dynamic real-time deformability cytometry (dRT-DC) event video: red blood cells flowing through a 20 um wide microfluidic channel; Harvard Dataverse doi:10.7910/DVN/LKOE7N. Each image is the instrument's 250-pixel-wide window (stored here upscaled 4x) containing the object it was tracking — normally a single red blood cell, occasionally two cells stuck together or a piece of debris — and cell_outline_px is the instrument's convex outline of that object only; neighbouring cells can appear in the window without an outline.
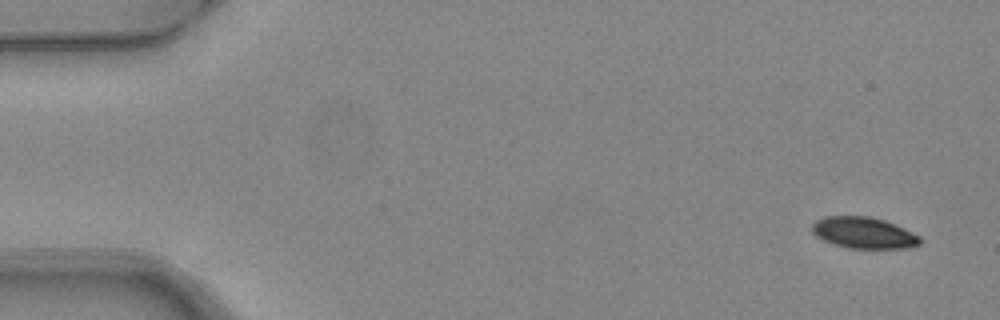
{"species": "common noctule bat (a hibernating species)", "species_latin": "Nyctalus noctula", "temperature_condition": "warm", "stored_images_in_passage": 5, "camera_frame_rate_fps": 3000, "um_per_image_px": 0.085, "animal": {"sex": "female", "body_mass_g": 24.6, "forearm_length_mm": 56.2}, "frame": {"image": 1, "passage_image": 1, "time_ms": 0.0, "image_size_px": [1000, 320], "cell_outline_px": [[920, 244], [908, 248], [848, 248], [824, 240], [816, 236], [812, 232], [812, 224], [816, 220], [824, 216], [872, 216], [884, 220], [904, 228], [920, 236]], "centroid_in_image_um": [73.41, 19.77], "position_along_channel_um": 11.6, "area_um2": 19.65}}